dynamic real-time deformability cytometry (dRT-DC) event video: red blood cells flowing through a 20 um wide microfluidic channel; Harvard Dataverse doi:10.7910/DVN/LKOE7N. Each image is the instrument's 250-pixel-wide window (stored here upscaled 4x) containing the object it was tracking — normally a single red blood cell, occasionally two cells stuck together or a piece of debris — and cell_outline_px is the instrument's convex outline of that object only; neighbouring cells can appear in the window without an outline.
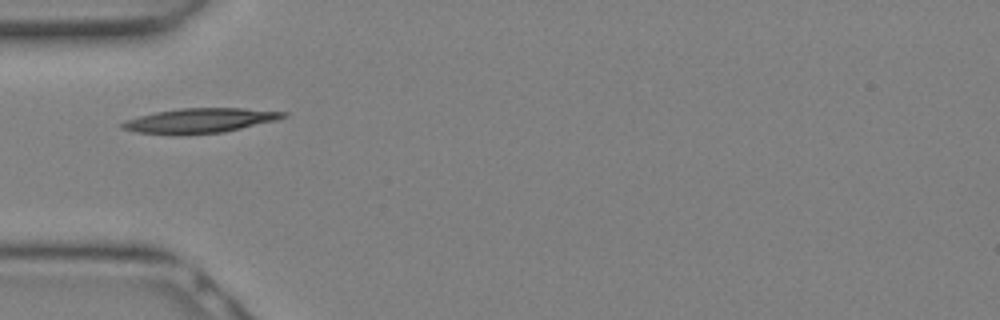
{"species": "Egyptian fruit bat (a non-hibernating species)", "species_latin": "Rousettus aegyptiacus", "temperature_condition": "warm", "stored_images_in_passage": 4, "camera_frame_rate_fps": 3000, "um_per_image_px": 0.085, "animal": {"sex": "female"}, "frame": {"image": 1, "passage_image": 1, "time_ms": 0.0, "image_size_px": [1000, 320], "cell_outline_px": [[288, 116], [276, 120], [224, 132], [176, 136], [172, 136], [136, 132], [120, 128], [120, 124], [124, 120], [156, 112], [180, 108], [240, 108], [288, 112]], "centroid_in_image_um": [16.94, 10.27], "position_along_channel_um": 68.1, "area_um2": 23.47}}
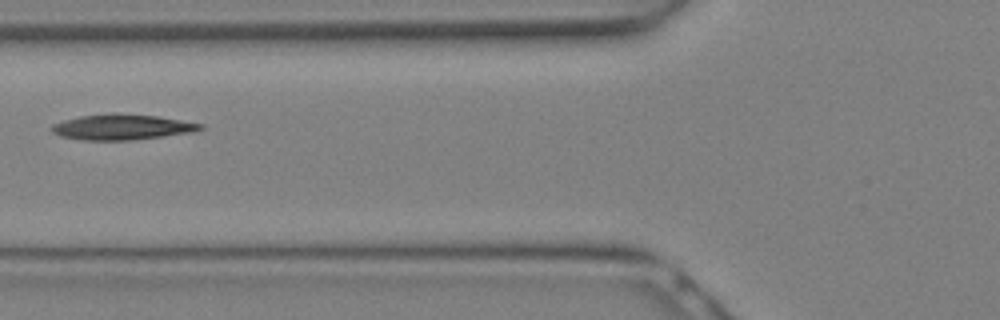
{"frame": {"image": 2, "passage_image": 3, "time_ms": 0.667, "image_size_px": [1000, 320], "cell_outline_px": [[204, 128], [196, 132], [128, 140], [80, 140], [60, 136], [52, 132], [52, 124], [64, 120], [80, 116], [120, 112], [156, 116], [204, 124]], "centroid_in_image_um": [10.38, 10.79], "position_along_channel_um": 115.4, "area_um2": 22.14}}